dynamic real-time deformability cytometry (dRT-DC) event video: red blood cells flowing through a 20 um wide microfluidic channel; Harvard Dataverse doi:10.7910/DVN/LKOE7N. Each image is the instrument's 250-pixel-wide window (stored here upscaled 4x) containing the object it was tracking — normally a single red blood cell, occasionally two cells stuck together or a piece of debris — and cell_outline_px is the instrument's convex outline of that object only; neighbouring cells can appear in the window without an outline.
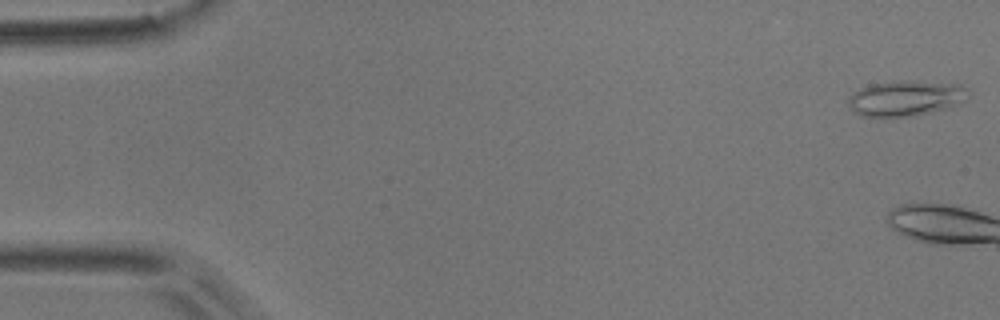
{"species": "common noctule bat (a hibernating species)", "species_latin": "Nyctalus noctula", "temperature_condition": "room temperature", "stored_images_in_passage": 3, "camera_frame_rate_fps": 3000, "um_per_image_px": 0.085, "animal": {"sex": "male", "body_mass_g": 17.9}, "frame": {"image": 1, "passage_image": 1, "time_ms": 0.0, "image_size_px": [1000, 320], "cell_outline_px": [[964, 100], [956, 104], [932, 112], [912, 116], [884, 120], [860, 116], [848, 104], [848, 96], [860, 88], [872, 84], [904, 80], [916, 80], [960, 84], [964, 88]], "centroid_in_image_um": [76.87, 8.38], "position_along_channel_um": 8.1, "area_um2": 25.09}}